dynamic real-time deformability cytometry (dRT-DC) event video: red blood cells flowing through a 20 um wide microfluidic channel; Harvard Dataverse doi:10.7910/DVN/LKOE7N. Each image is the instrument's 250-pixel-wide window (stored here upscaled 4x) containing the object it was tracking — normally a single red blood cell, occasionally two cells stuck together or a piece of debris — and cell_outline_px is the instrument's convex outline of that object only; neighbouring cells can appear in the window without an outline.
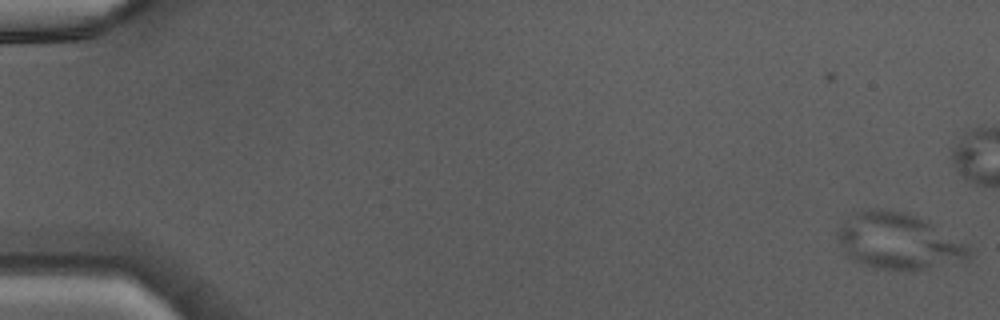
{"species": "Egyptian fruit bat (a non-hibernating species)", "species_latin": "Rousettus aegyptiacus", "temperature_condition": "warm", "stored_images_in_passage": 48, "camera_frame_rate_fps": 3000, "um_per_image_px": 0.085, "animal": {"sex": "male"}, "frame": {"image": 1, "passage_image": 1, "time_ms": 0.0, "image_size_px": [1000, 320], "cell_outline_px": [[972, 252], [964, 260], [904, 272], [900, 272], [876, 268], [852, 260], [844, 252], [836, 236], [836, 232], [852, 208], [876, 208], [900, 212], [912, 216], [928, 224], [964, 244]], "centroid_in_image_um": [76.19, 20.5], "position_along_channel_um": 8.8, "area_um2": 42.37}}
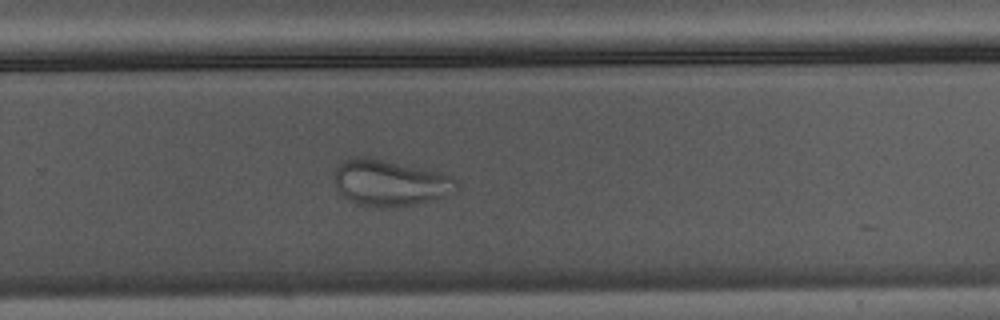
{"frame": {"image": 2, "passage_image": 32, "time_ms": 10.333, "image_size_px": [1000, 320], "cell_outline_px": [[460, 184], [456, 192], [448, 196], [396, 208], [380, 208], [356, 204], [344, 196], [336, 188], [332, 180], [332, 176], [336, 164], [344, 160], [356, 156], [368, 156], [444, 172], [452, 176]], "centroid_in_image_um": [33.15, 15.53], "position_along_channel_um": 296.7, "area_um2": 34.04}}
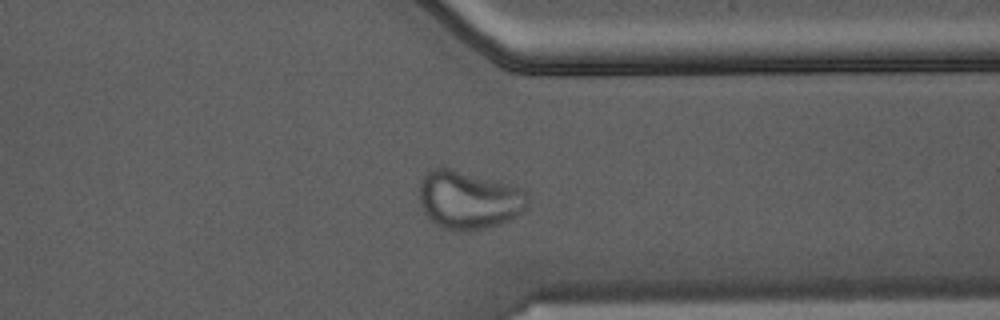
{"frame": {"image": 3, "passage_image": 37, "time_ms": 12.0, "image_size_px": [1000, 320], "cell_outline_px": [[528, 208], [524, 212], [516, 216], [488, 228], [468, 232], [452, 232], [440, 228], [432, 224], [424, 212], [416, 196], [420, 184], [424, 176], [432, 168], [440, 164], [508, 184], [520, 188], [528, 192]], "centroid_in_image_um": [39.78, 17.0], "position_along_channel_um": 371.6, "area_um2": 37.97}}